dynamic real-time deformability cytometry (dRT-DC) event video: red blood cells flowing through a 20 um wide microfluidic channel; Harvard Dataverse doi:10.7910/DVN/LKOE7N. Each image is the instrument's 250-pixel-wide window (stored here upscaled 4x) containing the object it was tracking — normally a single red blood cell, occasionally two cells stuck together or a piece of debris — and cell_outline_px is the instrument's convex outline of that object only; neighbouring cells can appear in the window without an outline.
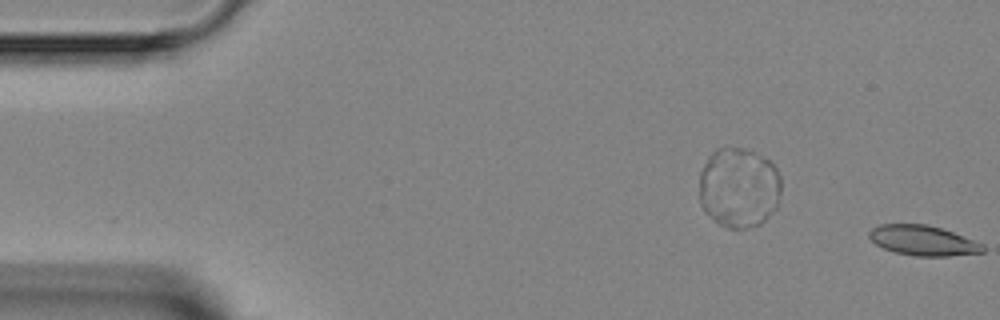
{"species": "Egyptian fruit bat (a non-hibernating species)", "species_latin": "Rousettus aegyptiacus", "temperature_condition": "room temperature", "stored_images_in_passage": 3, "segment_of_instrument_passage": [1, 2], "camera_frame_rate_fps": 3000, "um_per_image_px": 0.085, "animal": {"sex": "female"}, "frame": {"image": 1, "passage_image": 2, "time_ms": 1.0, "image_size_px": [1000, 320], "cell_outline_px": [[780, 196], [776, 208], [760, 224], [748, 228], [728, 228], [720, 224], [704, 212], [700, 204], [700, 172], [704, 164], [712, 152], [716, 148], [744, 148], [768, 160], [776, 168], [780, 176]], "centroid_in_image_um": [62.79, 15.96], "position_along_channel_um": 22.2, "area_um2": 38.21}}